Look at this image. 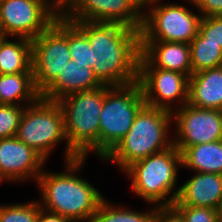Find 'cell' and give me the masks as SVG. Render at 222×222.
Returning a JSON list of instances; mask_svg holds the SVG:
<instances>
[{
  "mask_svg": "<svg viewBox=\"0 0 222 222\" xmlns=\"http://www.w3.org/2000/svg\"><path fill=\"white\" fill-rule=\"evenodd\" d=\"M71 22L88 38L93 49L92 71L103 84L125 86L138 81L139 30L120 23Z\"/></svg>",
  "mask_w": 222,
  "mask_h": 222,
  "instance_id": "6da1fadb",
  "label": "cell"
},
{
  "mask_svg": "<svg viewBox=\"0 0 222 222\" xmlns=\"http://www.w3.org/2000/svg\"><path fill=\"white\" fill-rule=\"evenodd\" d=\"M86 157L65 161L61 172L45 169L38 176L35 186L39 189L40 207L69 218L72 222H92L103 193L81 176Z\"/></svg>",
  "mask_w": 222,
  "mask_h": 222,
  "instance_id": "7a4b0ae2",
  "label": "cell"
},
{
  "mask_svg": "<svg viewBox=\"0 0 222 222\" xmlns=\"http://www.w3.org/2000/svg\"><path fill=\"white\" fill-rule=\"evenodd\" d=\"M173 145L172 112L144 105L123 139L103 159L124 172L134 162Z\"/></svg>",
  "mask_w": 222,
  "mask_h": 222,
  "instance_id": "3957f363",
  "label": "cell"
},
{
  "mask_svg": "<svg viewBox=\"0 0 222 222\" xmlns=\"http://www.w3.org/2000/svg\"><path fill=\"white\" fill-rule=\"evenodd\" d=\"M182 154L172 145L159 153L134 162L122 174L137 198L156 207L172 206L180 191ZM179 179V180H178ZM179 181V182H178Z\"/></svg>",
  "mask_w": 222,
  "mask_h": 222,
  "instance_id": "277c9868",
  "label": "cell"
},
{
  "mask_svg": "<svg viewBox=\"0 0 222 222\" xmlns=\"http://www.w3.org/2000/svg\"><path fill=\"white\" fill-rule=\"evenodd\" d=\"M104 101V85L72 93L57 102L64 116V131L69 147L79 157L99 159V115Z\"/></svg>",
  "mask_w": 222,
  "mask_h": 222,
  "instance_id": "5b68a950",
  "label": "cell"
},
{
  "mask_svg": "<svg viewBox=\"0 0 222 222\" xmlns=\"http://www.w3.org/2000/svg\"><path fill=\"white\" fill-rule=\"evenodd\" d=\"M15 136L38 152L47 162L53 151L61 147L60 144H65L61 155L64 158L63 162L79 157L66 140L64 116L57 101L40 97L35 103L27 105Z\"/></svg>",
  "mask_w": 222,
  "mask_h": 222,
  "instance_id": "8992f818",
  "label": "cell"
},
{
  "mask_svg": "<svg viewBox=\"0 0 222 222\" xmlns=\"http://www.w3.org/2000/svg\"><path fill=\"white\" fill-rule=\"evenodd\" d=\"M144 105L138 81L125 86L104 84V101L99 115V161L123 139Z\"/></svg>",
  "mask_w": 222,
  "mask_h": 222,
  "instance_id": "52a82bcc",
  "label": "cell"
},
{
  "mask_svg": "<svg viewBox=\"0 0 222 222\" xmlns=\"http://www.w3.org/2000/svg\"><path fill=\"white\" fill-rule=\"evenodd\" d=\"M162 1L155 0L143 10L140 40L189 44L197 36L202 18L193 1L184 0L187 6Z\"/></svg>",
  "mask_w": 222,
  "mask_h": 222,
  "instance_id": "ba28073f",
  "label": "cell"
},
{
  "mask_svg": "<svg viewBox=\"0 0 222 222\" xmlns=\"http://www.w3.org/2000/svg\"><path fill=\"white\" fill-rule=\"evenodd\" d=\"M71 60L68 49V19L60 15L32 40V72L36 90L42 94Z\"/></svg>",
  "mask_w": 222,
  "mask_h": 222,
  "instance_id": "9c48e42d",
  "label": "cell"
},
{
  "mask_svg": "<svg viewBox=\"0 0 222 222\" xmlns=\"http://www.w3.org/2000/svg\"><path fill=\"white\" fill-rule=\"evenodd\" d=\"M1 35L35 39L59 15L43 0H0Z\"/></svg>",
  "mask_w": 222,
  "mask_h": 222,
  "instance_id": "30bf717a",
  "label": "cell"
},
{
  "mask_svg": "<svg viewBox=\"0 0 222 222\" xmlns=\"http://www.w3.org/2000/svg\"><path fill=\"white\" fill-rule=\"evenodd\" d=\"M173 145L187 147L222 140V110L184 104L172 112Z\"/></svg>",
  "mask_w": 222,
  "mask_h": 222,
  "instance_id": "8fae6325",
  "label": "cell"
},
{
  "mask_svg": "<svg viewBox=\"0 0 222 222\" xmlns=\"http://www.w3.org/2000/svg\"><path fill=\"white\" fill-rule=\"evenodd\" d=\"M145 105L173 112L188 103L189 77L181 72L139 67Z\"/></svg>",
  "mask_w": 222,
  "mask_h": 222,
  "instance_id": "7c38bea8",
  "label": "cell"
},
{
  "mask_svg": "<svg viewBox=\"0 0 222 222\" xmlns=\"http://www.w3.org/2000/svg\"><path fill=\"white\" fill-rule=\"evenodd\" d=\"M63 15L69 21L120 23L141 30L143 10L133 0H68Z\"/></svg>",
  "mask_w": 222,
  "mask_h": 222,
  "instance_id": "4fadbf2b",
  "label": "cell"
},
{
  "mask_svg": "<svg viewBox=\"0 0 222 222\" xmlns=\"http://www.w3.org/2000/svg\"><path fill=\"white\" fill-rule=\"evenodd\" d=\"M46 160L34 149L21 142L16 136L0 139V185H19L32 181L46 167ZM3 183V184H2Z\"/></svg>",
  "mask_w": 222,
  "mask_h": 222,
  "instance_id": "5bb4252c",
  "label": "cell"
},
{
  "mask_svg": "<svg viewBox=\"0 0 222 222\" xmlns=\"http://www.w3.org/2000/svg\"><path fill=\"white\" fill-rule=\"evenodd\" d=\"M139 67L177 71L190 77V45L184 42L141 41Z\"/></svg>",
  "mask_w": 222,
  "mask_h": 222,
  "instance_id": "9a60e30c",
  "label": "cell"
},
{
  "mask_svg": "<svg viewBox=\"0 0 222 222\" xmlns=\"http://www.w3.org/2000/svg\"><path fill=\"white\" fill-rule=\"evenodd\" d=\"M189 177L181 183L179 195L173 205L209 207L220 210L222 175L193 172V175Z\"/></svg>",
  "mask_w": 222,
  "mask_h": 222,
  "instance_id": "2e32d148",
  "label": "cell"
},
{
  "mask_svg": "<svg viewBox=\"0 0 222 222\" xmlns=\"http://www.w3.org/2000/svg\"><path fill=\"white\" fill-rule=\"evenodd\" d=\"M103 85L92 68L81 66L70 60L63 72H60L57 79L41 94V97L58 101L72 93L94 90Z\"/></svg>",
  "mask_w": 222,
  "mask_h": 222,
  "instance_id": "e0dca14e",
  "label": "cell"
},
{
  "mask_svg": "<svg viewBox=\"0 0 222 222\" xmlns=\"http://www.w3.org/2000/svg\"><path fill=\"white\" fill-rule=\"evenodd\" d=\"M188 104L222 110V66L205 69L189 77Z\"/></svg>",
  "mask_w": 222,
  "mask_h": 222,
  "instance_id": "ac0fdd59",
  "label": "cell"
},
{
  "mask_svg": "<svg viewBox=\"0 0 222 222\" xmlns=\"http://www.w3.org/2000/svg\"><path fill=\"white\" fill-rule=\"evenodd\" d=\"M33 73L32 40L4 37L0 41V74Z\"/></svg>",
  "mask_w": 222,
  "mask_h": 222,
  "instance_id": "d6986e66",
  "label": "cell"
},
{
  "mask_svg": "<svg viewBox=\"0 0 222 222\" xmlns=\"http://www.w3.org/2000/svg\"><path fill=\"white\" fill-rule=\"evenodd\" d=\"M40 97L33 73L0 74V104L27 106Z\"/></svg>",
  "mask_w": 222,
  "mask_h": 222,
  "instance_id": "ffe728a7",
  "label": "cell"
},
{
  "mask_svg": "<svg viewBox=\"0 0 222 222\" xmlns=\"http://www.w3.org/2000/svg\"><path fill=\"white\" fill-rule=\"evenodd\" d=\"M181 154L183 170L222 175V140L189 146Z\"/></svg>",
  "mask_w": 222,
  "mask_h": 222,
  "instance_id": "44dd1931",
  "label": "cell"
},
{
  "mask_svg": "<svg viewBox=\"0 0 222 222\" xmlns=\"http://www.w3.org/2000/svg\"><path fill=\"white\" fill-rule=\"evenodd\" d=\"M104 198L92 222H153L156 206L146 204V210H136ZM127 206V207H126Z\"/></svg>",
  "mask_w": 222,
  "mask_h": 222,
  "instance_id": "7402d4cb",
  "label": "cell"
},
{
  "mask_svg": "<svg viewBox=\"0 0 222 222\" xmlns=\"http://www.w3.org/2000/svg\"><path fill=\"white\" fill-rule=\"evenodd\" d=\"M192 74L222 66V48L217 43L206 42L199 34L189 43Z\"/></svg>",
  "mask_w": 222,
  "mask_h": 222,
  "instance_id": "603a6c76",
  "label": "cell"
},
{
  "mask_svg": "<svg viewBox=\"0 0 222 222\" xmlns=\"http://www.w3.org/2000/svg\"><path fill=\"white\" fill-rule=\"evenodd\" d=\"M68 49L71 60L81 66L92 68L93 49L86 35L68 20Z\"/></svg>",
  "mask_w": 222,
  "mask_h": 222,
  "instance_id": "cb8c5ba5",
  "label": "cell"
},
{
  "mask_svg": "<svg viewBox=\"0 0 222 222\" xmlns=\"http://www.w3.org/2000/svg\"><path fill=\"white\" fill-rule=\"evenodd\" d=\"M40 208L37 199L23 203L3 202L0 222H37Z\"/></svg>",
  "mask_w": 222,
  "mask_h": 222,
  "instance_id": "d4e9b609",
  "label": "cell"
},
{
  "mask_svg": "<svg viewBox=\"0 0 222 222\" xmlns=\"http://www.w3.org/2000/svg\"><path fill=\"white\" fill-rule=\"evenodd\" d=\"M25 107L0 104V139L16 135Z\"/></svg>",
  "mask_w": 222,
  "mask_h": 222,
  "instance_id": "484cf974",
  "label": "cell"
},
{
  "mask_svg": "<svg viewBox=\"0 0 222 222\" xmlns=\"http://www.w3.org/2000/svg\"><path fill=\"white\" fill-rule=\"evenodd\" d=\"M182 216L184 222H219L220 210L209 207L172 205Z\"/></svg>",
  "mask_w": 222,
  "mask_h": 222,
  "instance_id": "4316f807",
  "label": "cell"
},
{
  "mask_svg": "<svg viewBox=\"0 0 222 222\" xmlns=\"http://www.w3.org/2000/svg\"><path fill=\"white\" fill-rule=\"evenodd\" d=\"M198 34L203 37L206 42L217 43L222 48V15L202 17Z\"/></svg>",
  "mask_w": 222,
  "mask_h": 222,
  "instance_id": "83f0119b",
  "label": "cell"
},
{
  "mask_svg": "<svg viewBox=\"0 0 222 222\" xmlns=\"http://www.w3.org/2000/svg\"><path fill=\"white\" fill-rule=\"evenodd\" d=\"M202 17L221 16L222 0H192Z\"/></svg>",
  "mask_w": 222,
  "mask_h": 222,
  "instance_id": "f1b7e54d",
  "label": "cell"
},
{
  "mask_svg": "<svg viewBox=\"0 0 222 222\" xmlns=\"http://www.w3.org/2000/svg\"><path fill=\"white\" fill-rule=\"evenodd\" d=\"M153 222H184L173 206L156 207Z\"/></svg>",
  "mask_w": 222,
  "mask_h": 222,
  "instance_id": "f546056e",
  "label": "cell"
},
{
  "mask_svg": "<svg viewBox=\"0 0 222 222\" xmlns=\"http://www.w3.org/2000/svg\"><path fill=\"white\" fill-rule=\"evenodd\" d=\"M37 222H72L69 218L60 214L47 211L43 208L39 209Z\"/></svg>",
  "mask_w": 222,
  "mask_h": 222,
  "instance_id": "4dcf8cb0",
  "label": "cell"
},
{
  "mask_svg": "<svg viewBox=\"0 0 222 222\" xmlns=\"http://www.w3.org/2000/svg\"><path fill=\"white\" fill-rule=\"evenodd\" d=\"M45 1L59 16L63 15L64 5L59 0H43Z\"/></svg>",
  "mask_w": 222,
  "mask_h": 222,
  "instance_id": "1f68e13d",
  "label": "cell"
},
{
  "mask_svg": "<svg viewBox=\"0 0 222 222\" xmlns=\"http://www.w3.org/2000/svg\"><path fill=\"white\" fill-rule=\"evenodd\" d=\"M142 10H144L149 4L155 0H133Z\"/></svg>",
  "mask_w": 222,
  "mask_h": 222,
  "instance_id": "d6a6232c",
  "label": "cell"
},
{
  "mask_svg": "<svg viewBox=\"0 0 222 222\" xmlns=\"http://www.w3.org/2000/svg\"><path fill=\"white\" fill-rule=\"evenodd\" d=\"M63 5L68 1V0H59Z\"/></svg>",
  "mask_w": 222,
  "mask_h": 222,
  "instance_id": "836d02e7",
  "label": "cell"
},
{
  "mask_svg": "<svg viewBox=\"0 0 222 222\" xmlns=\"http://www.w3.org/2000/svg\"><path fill=\"white\" fill-rule=\"evenodd\" d=\"M0 34H1V14H0Z\"/></svg>",
  "mask_w": 222,
  "mask_h": 222,
  "instance_id": "e575fe53",
  "label": "cell"
},
{
  "mask_svg": "<svg viewBox=\"0 0 222 222\" xmlns=\"http://www.w3.org/2000/svg\"><path fill=\"white\" fill-rule=\"evenodd\" d=\"M2 204H3V203L1 202V203H0V214H1Z\"/></svg>",
  "mask_w": 222,
  "mask_h": 222,
  "instance_id": "d590c367",
  "label": "cell"
},
{
  "mask_svg": "<svg viewBox=\"0 0 222 222\" xmlns=\"http://www.w3.org/2000/svg\"><path fill=\"white\" fill-rule=\"evenodd\" d=\"M3 38H4V36L0 34V41H1Z\"/></svg>",
  "mask_w": 222,
  "mask_h": 222,
  "instance_id": "8d00e7d4",
  "label": "cell"
},
{
  "mask_svg": "<svg viewBox=\"0 0 222 222\" xmlns=\"http://www.w3.org/2000/svg\"><path fill=\"white\" fill-rule=\"evenodd\" d=\"M219 222H222V215H220V219H219Z\"/></svg>",
  "mask_w": 222,
  "mask_h": 222,
  "instance_id": "74e56055",
  "label": "cell"
}]
</instances>
